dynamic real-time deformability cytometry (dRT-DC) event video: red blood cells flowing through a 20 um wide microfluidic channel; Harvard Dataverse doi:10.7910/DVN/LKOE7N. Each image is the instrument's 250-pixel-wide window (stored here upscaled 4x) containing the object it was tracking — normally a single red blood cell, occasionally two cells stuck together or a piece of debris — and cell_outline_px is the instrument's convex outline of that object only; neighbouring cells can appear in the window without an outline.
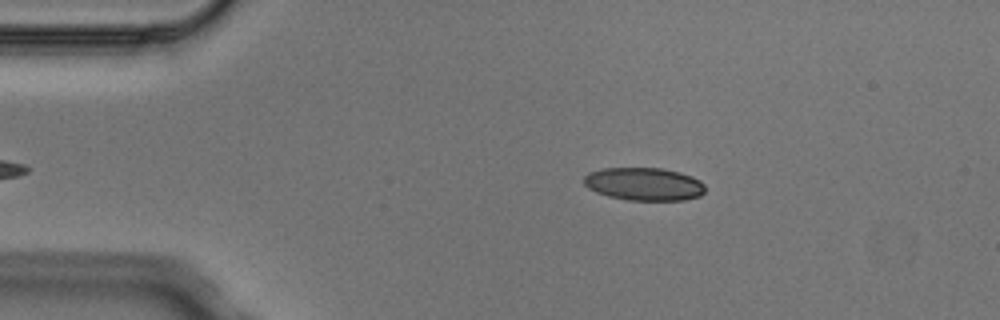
{"species": "Egyptian fruit bat (a non-hibernating species)", "species_latin": "Rousettus aegyptiacus", "temperature_condition": "cold", "stored_images_in_passage": 2, "camera_frame_rate_fps": 3000, "um_per_image_px": 0.085, "animal": {"sex": "male"}, "frame": {"image": 1, "passage_image": 2, "time_ms": 0.333, "image_size_px": [1000, 320], "cell_outline_px": [[704, 192], [700, 196], [684, 200], [628, 200], [608, 196], [596, 192], [588, 188], [584, 184], [584, 176], [588, 172], [604, 168], [664, 168], [680, 172], [692, 176], [700, 180], [704, 184]], "centroid_in_image_um": [54.75, 15.64], "position_along_channel_um": 30.3, "area_um2": 23.41}}